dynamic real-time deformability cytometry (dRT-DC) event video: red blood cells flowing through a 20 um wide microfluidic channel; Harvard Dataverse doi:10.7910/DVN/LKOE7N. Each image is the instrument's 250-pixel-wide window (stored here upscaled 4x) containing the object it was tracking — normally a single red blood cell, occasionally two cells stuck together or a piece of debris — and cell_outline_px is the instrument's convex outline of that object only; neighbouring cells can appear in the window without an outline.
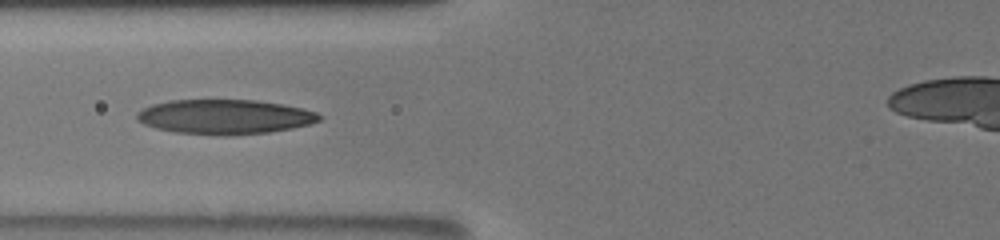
{"species": "human", "species_latin": "Homo sapiens", "temperature_condition": "room temperature", "stored_images_in_passage": 34, "camera_frame_rate_fps": 3000, "um_per_image_px": 0.085, "donor": {"sex": "male"}, "frame": {"image": 1, "passage_image": 6, "time_ms": 1.667, "image_size_px": [1000, 240], "cell_outline_px": [[324, 116], [320, 120], [308, 124], [292, 128], [268, 132], [224, 136], [172, 132], [156, 128], [144, 124], [136, 120], [136, 112], [152, 104], [168, 100], [256, 100], [284, 104], [316, 112]], "centroid_in_image_um": [19.07, 9.93], "position_along_channel_um": 106.7, "area_um2": 36.99}}
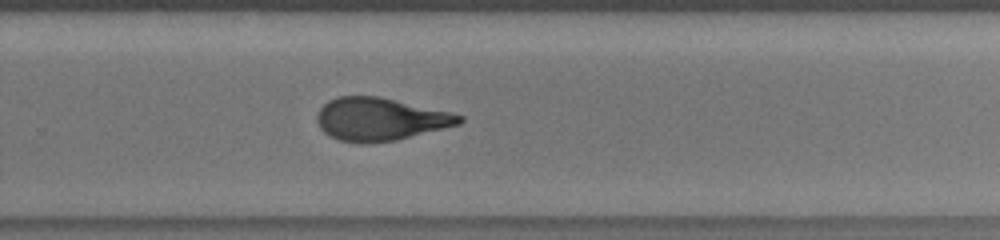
{"frame": {"image": 2, "passage_image": 21, "time_ms": 6.667, "image_size_px": [1000, 240], "cell_outline_px": [[464, 120], [460, 124], [396, 140], [368, 144], [364, 144], [340, 140], [324, 132], [320, 128], [316, 120], [316, 116], [320, 108], [328, 100], [336, 96], [380, 96], [452, 112], [464, 116]], "centroid_in_image_um": [32.32, 10.12], "position_along_channel_um": 297.5, "area_um2": 35.72}}
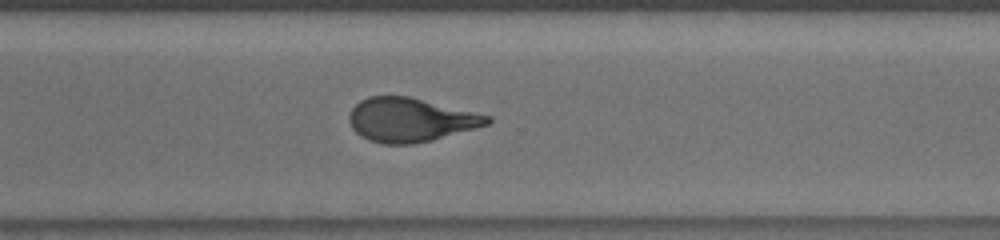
{"frame": {"image": 3, "passage_image": 24, "time_ms": 7.667, "image_size_px": [1000, 240], "cell_outline_px": [[492, 120], [488, 124], [476, 128], [432, 140], [412, 144], [384, 144], [368, 140], [360, 136], [352, 128], [348, 120], [348, 116], [352, 108], [360, 100], [368, 96], [408, 96], [492, 116]], "centroid_in_image_um": [34.86, 10.19], "position_along_channel_um": 335.7, "area_um2": 35.32}, "authors_computed_cell_mechanics": {"area_um2": 36.0672, "velocity_mm_per_s": 3.8177, "shape_relaxation_time_tau1_ms": 4.7171, "shape_relaxation_time_tau2_ms": 1.5921, "deformation_change_tau1": 0.2158, "deformation_change_tau2": 0.1069}}